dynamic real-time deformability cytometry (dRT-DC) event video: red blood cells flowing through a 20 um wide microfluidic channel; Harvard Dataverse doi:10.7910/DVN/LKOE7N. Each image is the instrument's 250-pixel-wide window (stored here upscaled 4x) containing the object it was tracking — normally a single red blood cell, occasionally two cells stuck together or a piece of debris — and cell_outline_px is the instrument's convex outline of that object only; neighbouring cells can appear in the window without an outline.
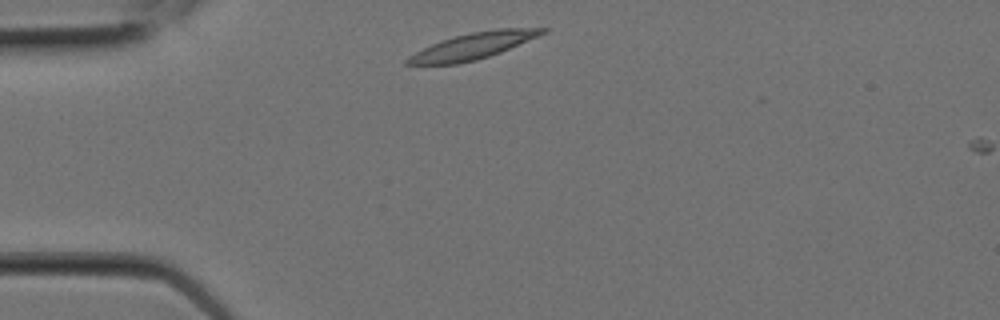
{"species": "Egyptian fruit bat (a non-hibernating species)", "species_latin": "Rousettus aegyptiacus", "temperature_condition": "room temperature", "stored_images_in_passage": 2, "camera_frame_rate_fps": 3000, "um_per_image_px": 0.085, "animal": {"sex": "female"}, "frame": {"image": 1, "passage_image": 1, "time_ms": 0.0, "image_size_px": [1000, 320], "cell_outline_px": [[548, 32], [540, 36], [500, 52], [476, 60], [456, 64], [404, 64], [404, 60], [408, 56], [440, 40], [472, 32], [496, 28], [548, 28]], "centroid_in_image_um": [40.24, 3.89], "position_along_channel_um": 44.8, "area_um2": 20.58}}